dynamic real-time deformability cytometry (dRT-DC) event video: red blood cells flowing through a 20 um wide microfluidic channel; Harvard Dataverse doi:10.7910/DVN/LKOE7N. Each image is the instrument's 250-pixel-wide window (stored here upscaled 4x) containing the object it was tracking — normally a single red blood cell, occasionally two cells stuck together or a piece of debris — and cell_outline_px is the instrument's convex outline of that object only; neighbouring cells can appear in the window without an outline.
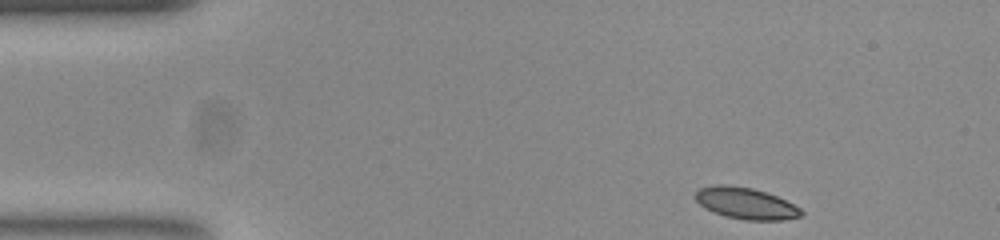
{"species": "common noctule bat (a hibernating species)", "species_latin": "Nyctalus noctula", "temperature_condition": "room temperature", "stored_images_in_passage": 47, "camera_frame_rate_fps": 3000, "um_per_image_px": 0.085, "animal": {"sex": "female", "body_mass_g": 23.0, "forearm_length_mm": 53.4}, "frame": {"image": 1, "passage_image": 1, "time_ms": 0.0, "image_size_px": [1000, 240], "cell_outline_px": [[804, 216], [784, 220], [744, 220], [724, 216], [704, 208], [696, 200], [696, 192], [700, 188], [720, 184], [752, 188], [776, 196], [800, 208], [804, 212]], "centroid_in_image_um": [63.41, 17.3], "position_along_channel_um": 21.6, "area_um2": 19.25}}
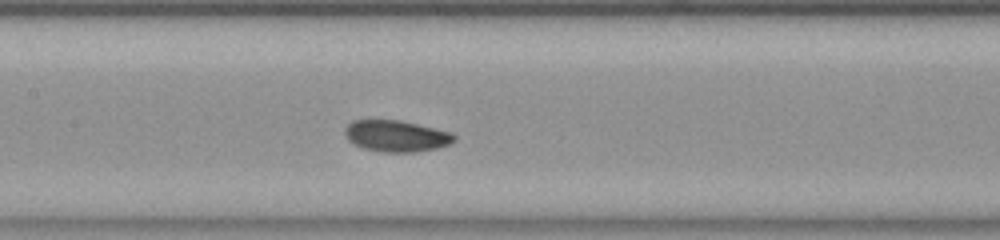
{"frame": {"image": 2, "passage_image": 19, "time_ms": 6.0, "image_size_px": [1000, 240], "cell_outline_px": [[456, 140], [448, 144], [436, 148], [416, 152], [380, 152], [364, 148], [348, 140], [344, 132], [344, 128], [352, 120], [400, 120], [448, 132], [456, 136]], "centroid_in_image_um": [33.64, 11.56], "position_along_channel_um": 173.8, "area_um2": 19.77}}
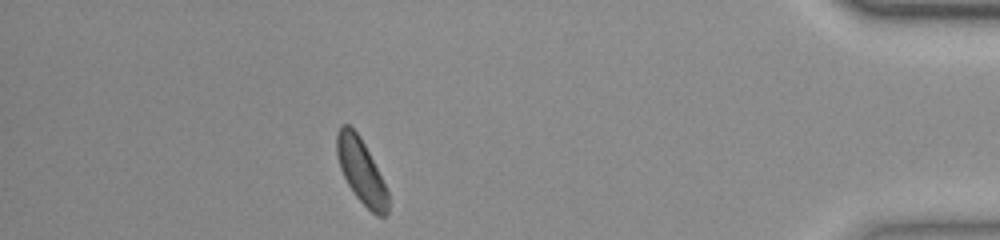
{"frame": {"image": 3, "passage_image": 41, "time_ms": 13.333, "image_size_px": [1000, 240], "cell_outline_px": [[388, 212], [384, 216], [376, 216], [356, 196], [348, 184], [340, 168], [336, 156], [336, 132], [340, 124], [348, 124], [360, 136], [388, 192]], "centroid_in_image_um": [30.66, 14.51], "position_along_channel_um": 404.5, "area_um2": 18.96}, "authors_computed_cell_mechanics": {"area_um2": 19.652, "velocity_mm_per_s": 3.8498, "shape_relaxation_time_tau1_ms": 3.2216, "shape_relaxation_time_tau2_ms": null, "deformation_change_tau1": 0.0975, "deformation_change_tau2": null}}